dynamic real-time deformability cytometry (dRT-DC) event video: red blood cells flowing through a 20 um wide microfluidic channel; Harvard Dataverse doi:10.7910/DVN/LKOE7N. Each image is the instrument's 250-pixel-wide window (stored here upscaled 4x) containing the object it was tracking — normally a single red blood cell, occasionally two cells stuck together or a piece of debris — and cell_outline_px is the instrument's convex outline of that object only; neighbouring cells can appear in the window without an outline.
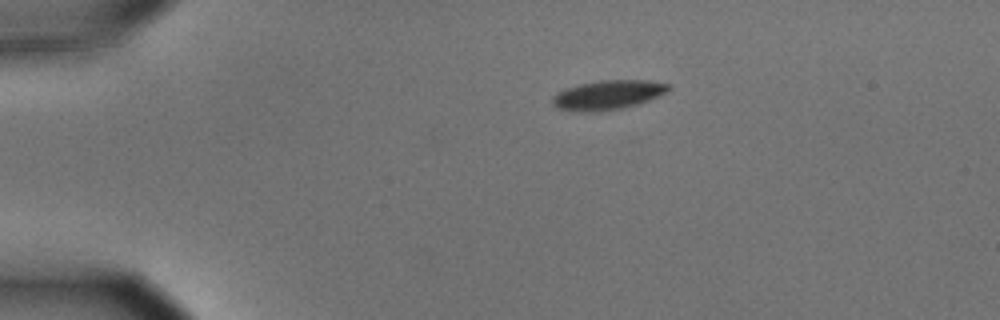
{"species": "common noctule bat (a hibernating species)", "species_latin": "Nyctalus noctula", "temperature_condition": "cold", "stored_images_in_passage": 45, "camera_frame_rate_fps": 3000, "um_per_image_px": 0.085, "animal": {"sex": "male", "body_mass_g": 15.6}, "frame": {"image": 1, "passage_image": 1, "time_ms": 0.0, "image_size_px": [1000, 320], "cell_outline_px": [[672, 88], [648, 100], [636, 104], [620, 108], [592, 112], [588, 112], [556, 108], [552, 104], [552, 96], [556, 92], [564, 88], [580, 84], [600, 80], [648, 80], [668, 84]], "centroid_in_image_um": [51.61, 8.05], "position_along_channel_um": 33.4, "area_um2": 19.59}}
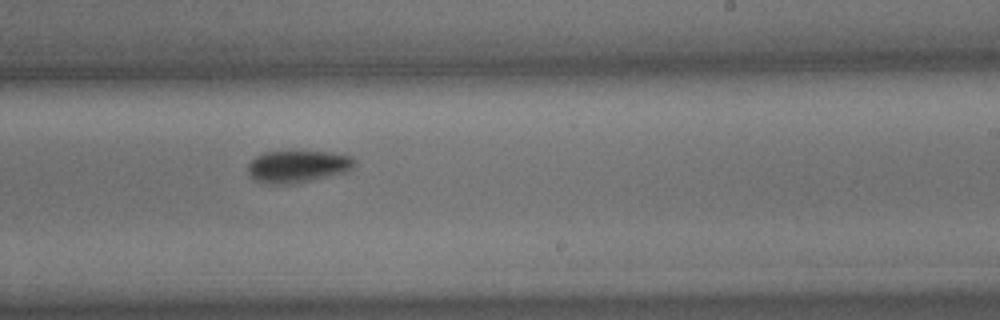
{"frame": {"image": 2, "passage_image": 25, "time_ms": 8.0, "image_size_px": [1000, 320], "cell_outline_px": [[356, 160], [352, 168], [344, 172], [296, 184], [264, 184], [248, 176], [248, 164], [256, 156], [264, 152], [332, 152], [352, 156]], "centroid_in_image_um": [25.28, 14.16], "position_along_channel_um": 263.7, "area_um2": 20.0}}
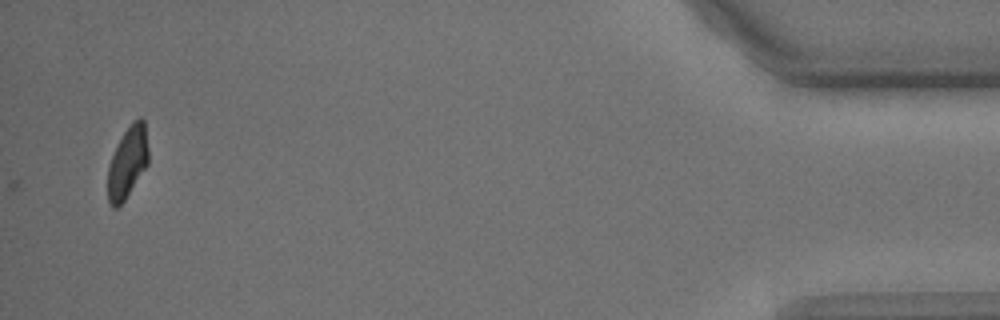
{"frame": {"image": 3, "passage_image": 45, "time_ms": 14.667, "image_size_px": [1000, 320], "cell_outline_px": [[148, 164], [124, 200], [116, 208], [112, 208], [108, 200], [108, 168], [116, 144], [132, 120], [140, 116], [144, 120], [148, 148]], "centroid_in_image_um": [10.84, 13.76], "position_along_channel_um": 424.4, "area_um2": 16.88}, "authors_computed_cell_mechanics": {"area_um2": 20.1722, "velocity_mm_per_s": 3.534, "shape_relaxation_time_tau1_ms": 2.3093, "shape_relaxation_time_tau2_ms": null, "deformation_change_tau1": 0.0881, "deformation_change_tau2": null}}